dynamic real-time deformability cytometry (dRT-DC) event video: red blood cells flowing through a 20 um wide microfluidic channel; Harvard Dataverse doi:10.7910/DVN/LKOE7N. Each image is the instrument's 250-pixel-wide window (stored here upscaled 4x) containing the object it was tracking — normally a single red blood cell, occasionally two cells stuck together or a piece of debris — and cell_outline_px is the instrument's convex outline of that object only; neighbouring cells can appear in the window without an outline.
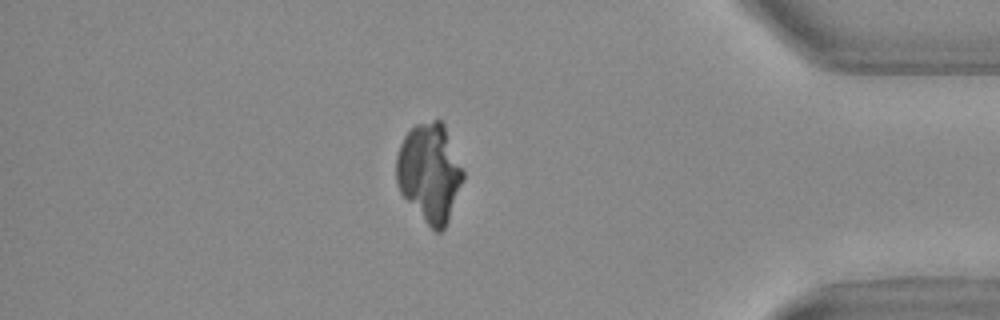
{"species": "Egyptian fruit bat (a non-hibernating species)", "species_latin": "Rousettus aegyptiacus", "temperature_condition": "warm", "stored_images_in_passage": 42, "segment_of_instrument_passage": [1, 2], "camera_frame_rate_fps": 3000, "um_per_image_px": 0.085, "animal": {"sex": "female"}, "frame": {"image": 1, "passage_image": 34, "time_ms": 11.0, "image_size_px": [1000, 320], "cell_outline_px": [[464, 180], [448, 220], [444, 228], [440, 232], [436, 232], [428, 224], [400, 192], [396, 180], [396, 156], [400, 144], [404, 136], [416, 124], [432, 120], [440, 120], [444, 124], [464, 172]], "centroid_in_image_um": [36.51, 14.65], "position_along_channel_um": 398.7, "area_um2": 37.97}}